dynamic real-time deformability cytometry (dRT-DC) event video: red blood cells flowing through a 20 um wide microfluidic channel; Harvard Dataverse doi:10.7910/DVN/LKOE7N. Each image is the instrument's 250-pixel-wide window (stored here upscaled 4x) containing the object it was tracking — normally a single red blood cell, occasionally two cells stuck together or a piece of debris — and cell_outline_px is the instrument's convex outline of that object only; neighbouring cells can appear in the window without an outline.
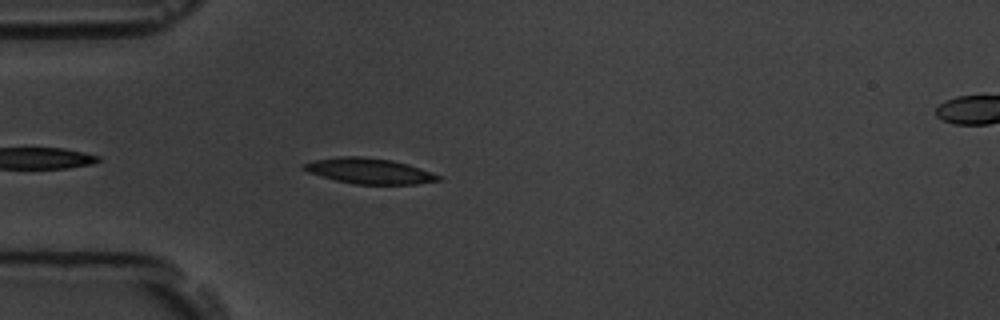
{"species": "common noctule bat (a hibernating species)", "species_latin": "Nyctalus noctula", "temperature_condition": "room temperature", "stored_images_in_passage": 5, "camera_frame_rate_fps": 3000, "um_per_image_px": 0.085, "animal": {"sex": "male", "body_mass_g": 19.5, "forearm_length_mm": 54.6}, "frame": {"image": 1, "passage_image": 4, "time_ms": 3.667, "image_size_px": [1000, 320], "cell_outline_px": [[444, 180], [416, 184], [356, 184], [336, 180], [320, 176], [308, 172], [300, 168], [300, 164], [316, 160], [340, 156], [360, 156], [392, 160], [408, 164], [444, 176]], "centroid_in_image_um": [31.42, 14.53], "position_along_channel_um": 53.6, "area_um2": 20.23}}